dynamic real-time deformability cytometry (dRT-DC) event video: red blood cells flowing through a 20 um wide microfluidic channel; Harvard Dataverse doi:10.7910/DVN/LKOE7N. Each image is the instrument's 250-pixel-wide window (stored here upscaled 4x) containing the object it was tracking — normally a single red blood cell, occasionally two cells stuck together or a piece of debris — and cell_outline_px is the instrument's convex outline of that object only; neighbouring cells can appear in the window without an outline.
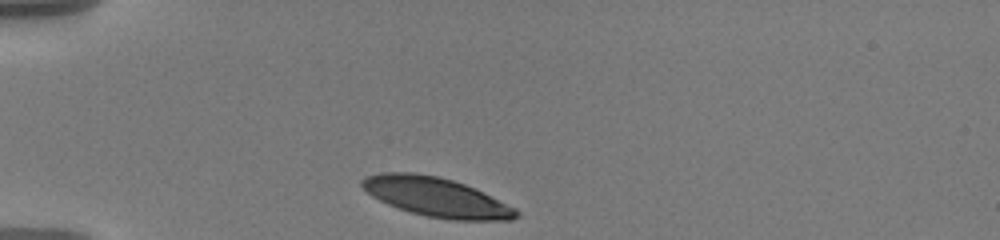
{"species": "human", "species_latin": "Homo sapiens", "temperature_condition": "warm", "stored_images_in_passage": 35, "camera_frame_rate_fps": 3000, "um_per_image_px": 0.085, "donor": {"sex": "male"}, "frame": {"image": 1, "passage_image": 1, "time_ms": 0.0, "image_size_px": [1000, 240], "cell_outline_px": [[520, 216], [512, 220], [452, 220], [428, 216], [412, 212], [388, 204], [372, 196], [360, 184], [360, 180], [364, 176], [380, 172], [412, 172], [440, 176], [476, 188], [516, 208], [520, 212]], "centroid_in_image_um": [37.11, 16.74], "position_along_channel_um": 47.9, "area_um2": 35.32}}
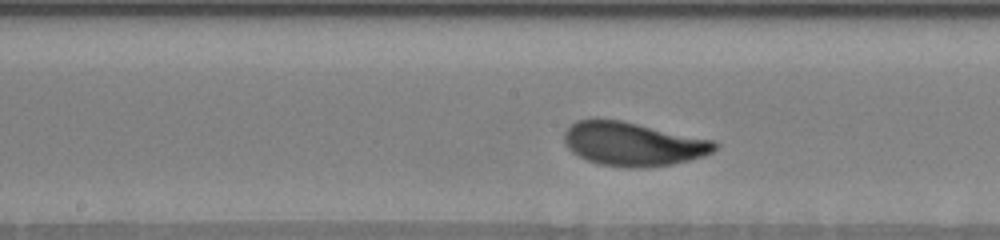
{"frame": {"image": 2, "passage_image": 16, "time_ms": 5.0, "image_size_px": [1000, 240], "cell_outline_px": [[720, 144], [712, 152], [704, 156], [672, 164], [644, 168], [628, 168], [600, 164], [588, 160], [572, 152], [568, 148], [564, 140], [564, 132], [576, 120], [592, 116], [596, 116], [620, 120], [712, 140]], "centroid_in_image_um": [53.75, 12.21], "position_along_channel_um": 194.4, "area_um2": 38.61}}
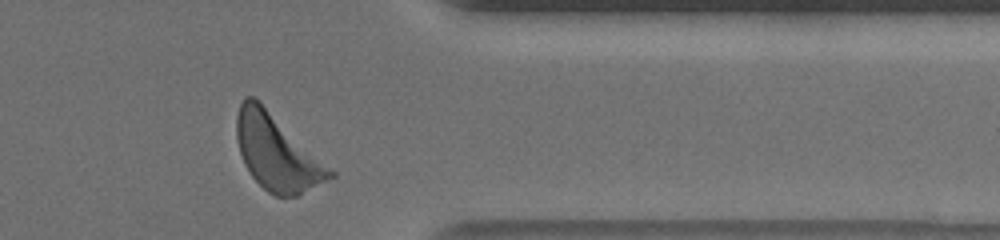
{"frame": {"image": 3, "passage_image": 33, "time_ms": 10.667, "image_size_px": [1000, 240], "cell_outline_px": [[336, 176], [296, 196], [276, 196], [268, 192], [252, 176], [244, 164], [236, 140], [236, 116], [240, 104], [244, 96], [252, 96], [336, 172]], "centroid_in_image_um": [23.52, 12.99], "position_along_channel_um": 387.9, "area_um2": 40.23}, "authors_computed_cell_mechanics": {"area_um2": 37.5122, "velocity_mm_per_s": 3.5326, "shape_relaxation_time_tau1_ms": 2.2162, "shape_relaxation_time_tau2_ms": null, "deformation_change_tau1": 0.1281, "deformation_change_tau2": null}}